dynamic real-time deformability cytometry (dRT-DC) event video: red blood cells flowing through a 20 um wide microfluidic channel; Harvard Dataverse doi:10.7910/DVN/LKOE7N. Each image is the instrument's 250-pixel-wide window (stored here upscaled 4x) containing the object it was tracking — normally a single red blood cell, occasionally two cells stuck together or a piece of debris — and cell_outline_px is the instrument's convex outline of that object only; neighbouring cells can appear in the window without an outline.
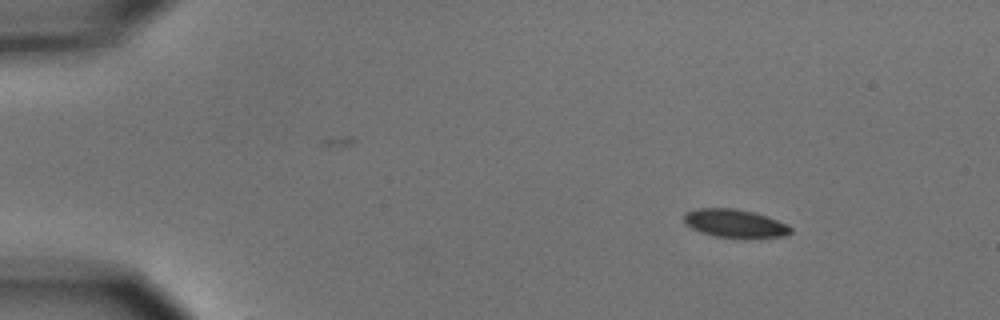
{"species": "common noctule bat (a hibernating species)", "species_latin": "Nyctalus noctula", "temperature_condition": "cold", "stored_images_in_passage": 7, "camera_frame_rate_fps": 3000, "um_per_image_px": 0.085, "animal": {"sex": "male", "body_mass_g": 15.6}, "frame": {"image": 1, "passage_image": 1, "time_ms": 0.0, "image_size_px": [1000, 320], "cell_outline_px": [[792, 232], [784, 236], [716, 236], [700, 232], [684, 224], [684, 212], [696, 208], [736, 208], [756, 212], [768, 216], [788, 224], [792, 228]], "centroid_in_image_um": [62.43, 18.94], "position_along_channel_um": 22.6, "area_um2": 17.34}}
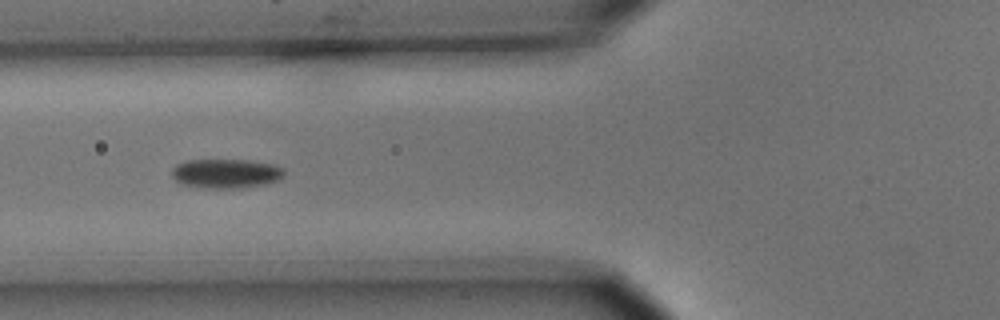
{"frame": {"image": 2, "passage_image": 5, "time_ms": 4.667, "image_size_px": [1000, 320], "cell_outline_px": [[284, 176], [276, 180], [264, 184], [240, 188], [200, 188], [184, 184], [176, 180], [172, 176], [172, 168], [176, 164], [188, 160], [252, 160], [272, 164], [284, 168]], "centroid_in_image_um": [19.2, 14.74], "position_along_channel_um": 106.6, "area_um2": 19.19}}
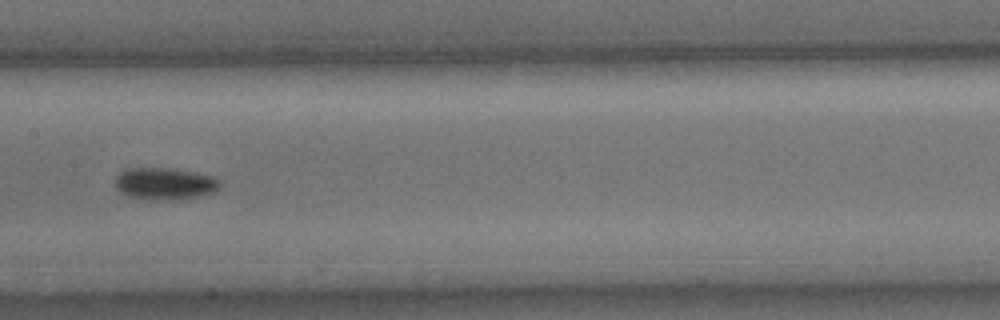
{"frame": {"image": 3, "passage_image": 7, "time_ms": 7.0, "image_size_px": [1000, 320], "cell_outline_px": [[220, 188], [212, 192], [200, 196], [168, 200], [148, 200], [128, 196], [116, 188], [116, 176], [120, 172], [128, 168], [168, 168], [216, 176], [220, 180]], "centroid_in_image_um": [14.02, 15.61], "position_along_channel_um": 193.4, "area_um2": 19.54}}